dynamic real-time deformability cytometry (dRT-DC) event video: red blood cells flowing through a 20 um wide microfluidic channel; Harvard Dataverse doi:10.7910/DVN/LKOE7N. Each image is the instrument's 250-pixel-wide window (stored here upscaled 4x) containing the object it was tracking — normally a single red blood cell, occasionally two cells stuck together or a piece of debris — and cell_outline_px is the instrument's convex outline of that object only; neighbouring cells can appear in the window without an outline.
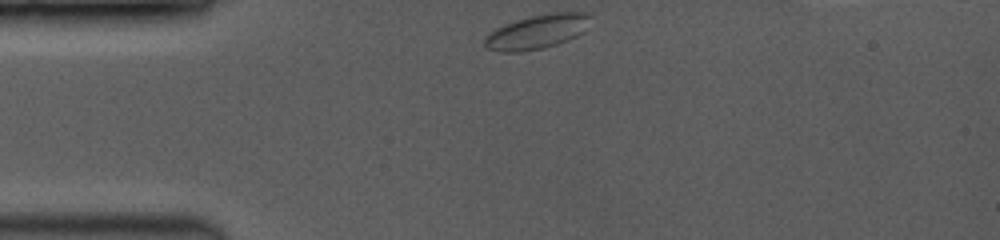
{"species": "common noctule bat (a hibernating species)", "species_latin": "Nyctalus noctula", "temperature_condition": "room temperature", "stored_images_in_passage": 40, "camera_frame_rate_fps": 3500, "um_per_image_px": 0.085, "animal": {"sex": "female", "body_mass_g": 19.0, "forearm_length_mm": 53.3}, "frame": {"image": 1, "passage_image": 1, "time_ms": 0.0, "image_size_px": [1000, 240], "cell_outline_px": [[592, 16], [580, 32], [576, 36], [556, 44], [540, 48], [516, 52], [500, 52], [488, 48], [484, 44], [484, 36], [488, 32], [504, 24], [516, 20], [532, 16], [552, 12], [588, 12]], "centroid_in_image_um": [45.59, 2.68], "position_along_channel_um": 39.4, "area_um2": 20.75}}
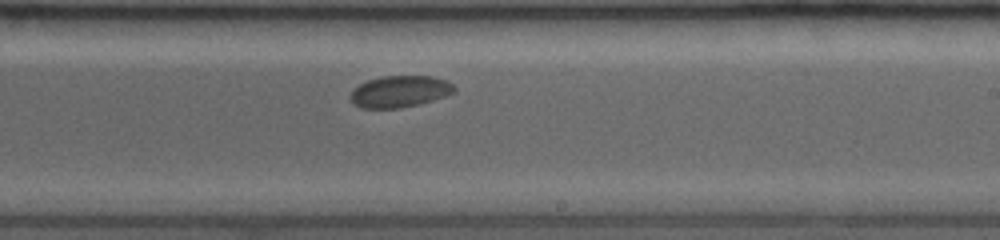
{"frame": {"image": 2, "passage_image": 23, "time_ms": 6.286, "image_size_px": [1000, 240], "cell_outline_px": [[456, 92], [420, 104], [400, 108], [360, 108], [348, 100], [348, 96], [360, 84], [368, 80], [380, 76], [432, 76], [448, 80], [456, 88]], "centroid_in_image_um": [33.98, 7.78], "position_along_channel_um": 255.0, "area_um2": 19.31}}
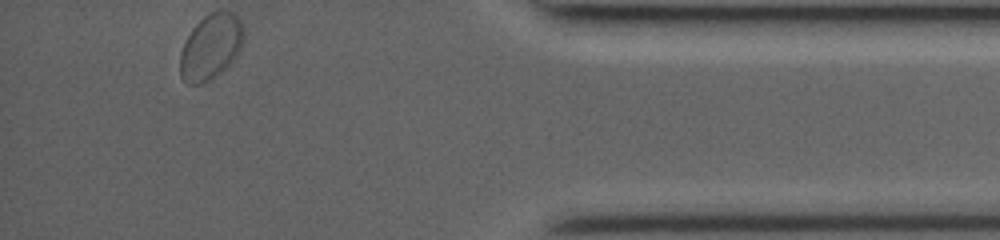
{"frame": {"image": 3, "passage_image": 40, "time_ms": 11.143, "image_size_px": [1000, 240], "cell_outline_px": [[244, 36], [240, 48], [236, 56], [220, 72], [208, 80], [200, 84], [188, 84], [180, 76], [180, 52], [192, 28], [204, 16], [212, 12], [232, 12], [240, 20], [244, 32]], "centroid_in_image_um": [17.9, 3.98], "position_along_channel_um": 417.3, "area_um2": 23.76}, "authors_computed_cell_mechanics": {"area_um2": 19.3341, "velocity_mm_per_s": 3.9071, "shape_relaxation_time_tau1_ms": 2.0817, "shape_relaxation_time_tau2_ms": null, "deformation_change_tau1": 0.0397, "deformation_change_tau2": null}}